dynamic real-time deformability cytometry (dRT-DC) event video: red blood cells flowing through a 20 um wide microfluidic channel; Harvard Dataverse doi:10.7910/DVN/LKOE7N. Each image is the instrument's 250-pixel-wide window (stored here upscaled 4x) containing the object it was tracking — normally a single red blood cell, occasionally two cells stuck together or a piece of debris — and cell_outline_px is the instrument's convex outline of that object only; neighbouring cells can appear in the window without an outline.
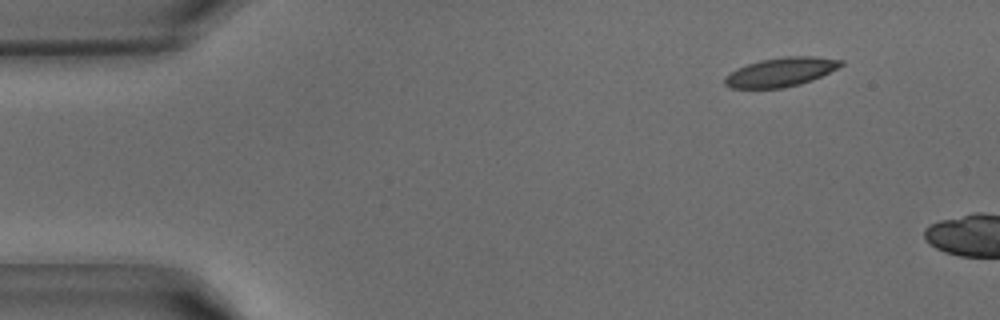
{"species": "common noctule bat (a hibernating species)", "species_latin": "Nyctalus noctula", "temperature_condition": "warm", "stored_images_in_passage": 8, "camera_frame_rate_fps": 3000, "um_per_image_px": 0.085, "animal": {"sex": "male", "body_mass_g": 15.6}, "frame": {"image": 1, "passage_image": 5, "time_ms": 1.333, "image_size_px": [1000, 320], "cell_outline_px": [[844, 64], [812, 80], [800, 84], [784, 88], [728, 88], [724, 84], [724, 76], [748, 64], [760, 60], [788, 56], [812, 56], [844, 60]], "centroid_in_image_um": [66.36, 6.13], "position_along_channel_um": 18.6, "area_um2": 19.42}}